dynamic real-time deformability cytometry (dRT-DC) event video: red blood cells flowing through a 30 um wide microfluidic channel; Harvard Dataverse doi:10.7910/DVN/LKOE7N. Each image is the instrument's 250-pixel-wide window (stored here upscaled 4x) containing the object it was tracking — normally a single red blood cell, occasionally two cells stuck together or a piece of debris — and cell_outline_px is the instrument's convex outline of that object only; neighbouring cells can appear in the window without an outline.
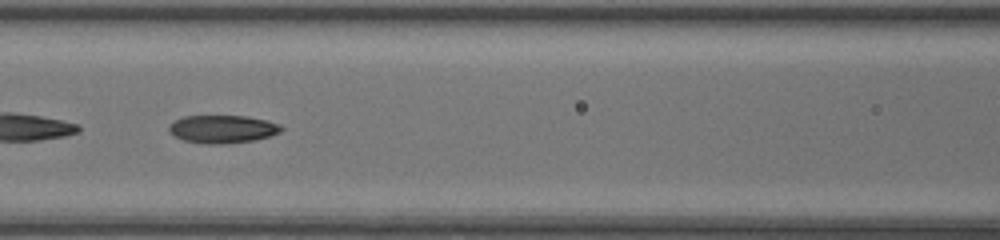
{"species": "common noctule bat (a hibernating species)", "species_latin": "Nyctalus noctula", "temperature_condition": "room temperature", "stored_images_in_passage": 31, "camera_frame_rate_fps": 3000, "um_per_image_px": 0.085, "animal": {"sex": "female", "body_mass_g": 20.0, "forearm_length_mm": 54.0}, "frame": {"image": 1, "passage_image": 10, "time_ms": 3.0, "image_size_px": [1000, 240], "cell_outline_px": [[284, 128], [280, 132], [272, 136], [256, 140], [220, 144], [204, 144], [184, 140], [168, 132], [168, 124], [184, 116], [248, 116], [268, 120], [280, 124]], "centroid_in_image_um": [18.94, 10.97], "position_along_channel_um": 147.7, "area_um2": 18.5}, "authors_computed_cell_mechanics": {"area_um2": 18.3226, "velocity_mm_per_s": 4.393, "shape_relaxation_time_tau1_ms": 3.3201, "shape_relaxation_time_tau2_ms": 0.9273, "deformation_change_tau1": 0.1707, "deformation_change_tau2": 0.0493}}